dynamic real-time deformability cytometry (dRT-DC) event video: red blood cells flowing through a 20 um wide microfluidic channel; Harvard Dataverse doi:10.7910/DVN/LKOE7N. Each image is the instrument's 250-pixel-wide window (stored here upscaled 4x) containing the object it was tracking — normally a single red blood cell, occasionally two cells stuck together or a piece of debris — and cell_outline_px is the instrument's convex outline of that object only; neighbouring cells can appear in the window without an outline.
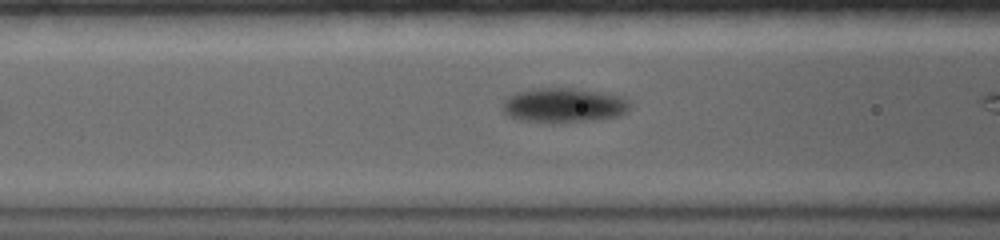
{"species": "common noctule bat (a hibernating species)", "species_latin": "Nyctalus noctula", "temperature_condition": "warm", "stored_images_in_passage": 7, "camera_frame_rate_fps": 5000, "um_per_image_px": 0.085, "animal": {"sex": "female", "body_mass_g": 19.0, "forearm_length_mm": 56.7}, "frame": {"image": 1, "passage_image": 6, "time_ms": 2.6, "image_size_px": [1000, 240], "cell_outline_px": [[628, 112], [620, 116], [592, 120], [520, 120], [508, 116], [504, 112], [504, 100], [508, 96], [516, 92], [536, 88], [572, 88], [620, 96], [628, 100]], "centroid_in_image_um": [47.92, 8.91], "position_along_channel_um": 118.7, "area_um2": 24.68}}